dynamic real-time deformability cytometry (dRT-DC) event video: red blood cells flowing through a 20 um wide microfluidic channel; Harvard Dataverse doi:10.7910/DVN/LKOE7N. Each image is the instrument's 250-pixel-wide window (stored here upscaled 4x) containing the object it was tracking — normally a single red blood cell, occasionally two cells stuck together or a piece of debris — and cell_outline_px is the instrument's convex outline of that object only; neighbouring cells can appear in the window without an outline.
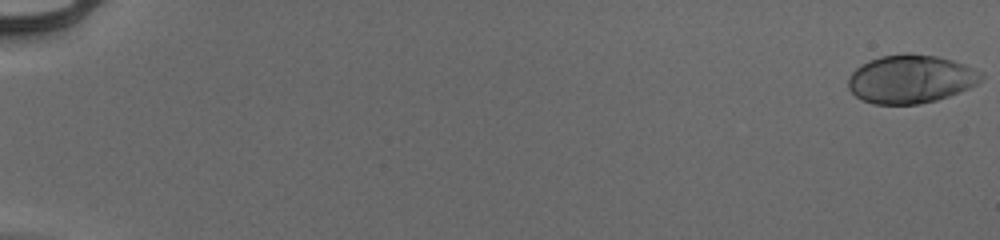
{"species": "human", "species_latin": "Homo sapiens", "temperature_condition": "cold", "stored_images_in_passage": 55, "camera_frame_rate_fps": 3000, "um_per_image_px": 0.085, "donor": {"sex": "male"}, "frame": {"image": 1, "passage_image": 1, "time_ms": 0.0, "image_size_px": [1000, 240], "cell_outline_px": [[984, 76], [976, 84], [968, 88], [948, 96], [936, 100], [920, 104], [872, 104], [860, 100], [848, 88], [848, 80], [852, 72], [856, 68], [868, 60], [880, 56], [904, 52], [908, 52], [936, 56], [952, 60], [964, 64], [984, 72]], "centroid_in_image_um": [77.4, 6.71], "position_along_channel_um": 7.6, "area_um2": 37.74}}
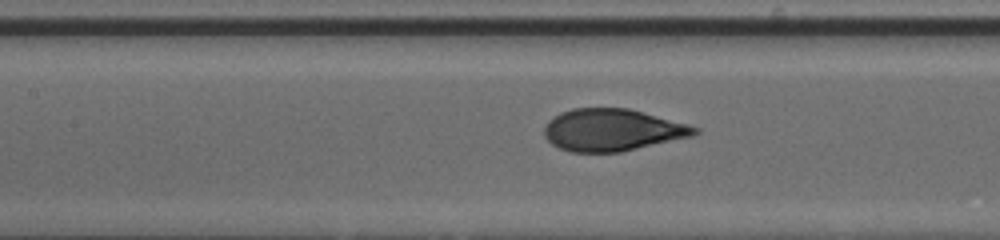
{"frame": {"image": 2, "passage_image": 28, "time_ms": 9.0, "image_size_px": [1000, 240], "cell_outline_px": [[700, 132], [692, 136], [620, 152], [572, 152], [560, 148], [552, 144], [544, 136], [544, 128], [548, 120], [560, 112], [572, 108], [628, 108], [688, 124], [700, 128]], "centroid_in_image_um": [52.03, 11.04], "position_along_channel_um": 155.4, "area_um2": 36.82}}
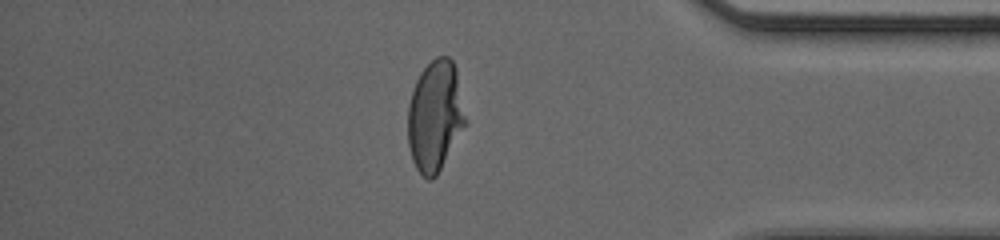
{"frame": {"image": 3, "passage_image": 48, "time_ms": 15.667, "image_size_px": [1000, 240], "cell_outline_px": [[468, 120], [436, 176], [432, 180], [428, 180], [416, 168], [412, 160], [408, 144], [408, 104], [416, 80], [420, 72], [436, 56], [448, 56], [452, 60], [456, 68]], "centroid_in_image_um": [36.99, 9.83], "position_along_channel_um": 398.2, "area_um2": 37.34}, "authors_computed_cell_mechanics": {"area_um2": 37.281, "velocity_mm_per_s": 3.9514, "shape_relaxation_time_tau1_ms": 4.0224, "shape_relaxation_time_tau2_ms": null, "deformation_change_tau1": 0.2135, "deformation_change_tau2": null}}